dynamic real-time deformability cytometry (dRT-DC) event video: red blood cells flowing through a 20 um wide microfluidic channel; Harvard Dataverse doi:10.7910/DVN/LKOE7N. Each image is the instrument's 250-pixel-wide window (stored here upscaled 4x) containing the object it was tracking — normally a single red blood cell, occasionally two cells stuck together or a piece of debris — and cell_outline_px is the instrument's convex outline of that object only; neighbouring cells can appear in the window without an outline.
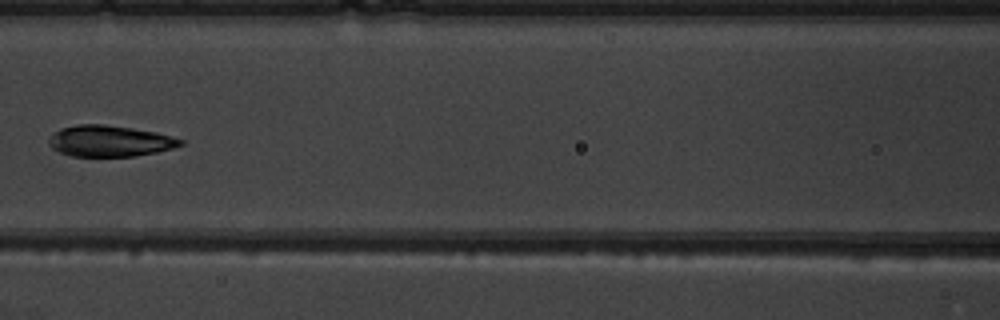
{"species": "common noctule bat (a hibernating species)", "species_latin": "Nyctalus noctula", "temperature_condition": "warm", "stored_images_in_passage": 6, "camera_frame_rate_fps": 3000, "um_per_image_px": 0.085, "animal": {"sex": "male", "body_mass_g": 19.5, "forearm_length_mm": 54.6}, "frame": {"image": 1, "passage_image": 6, "time_ms": 6.667, "image_size_px": [1000, 320], "cell_outline_px": [[184, 144], [172, 148], [156, 152], [136, 156], [72, 156], [60, 152], [52, 148], [48, 144], [48, 140], [60, 128], [76, 124], [104, 124], [132, 128], [156, 132], [184, 140]], "centroid_in_image_um": [9.32, 11.98], "position_along_channel_um": 157.3, "area_um2": 23.81}}